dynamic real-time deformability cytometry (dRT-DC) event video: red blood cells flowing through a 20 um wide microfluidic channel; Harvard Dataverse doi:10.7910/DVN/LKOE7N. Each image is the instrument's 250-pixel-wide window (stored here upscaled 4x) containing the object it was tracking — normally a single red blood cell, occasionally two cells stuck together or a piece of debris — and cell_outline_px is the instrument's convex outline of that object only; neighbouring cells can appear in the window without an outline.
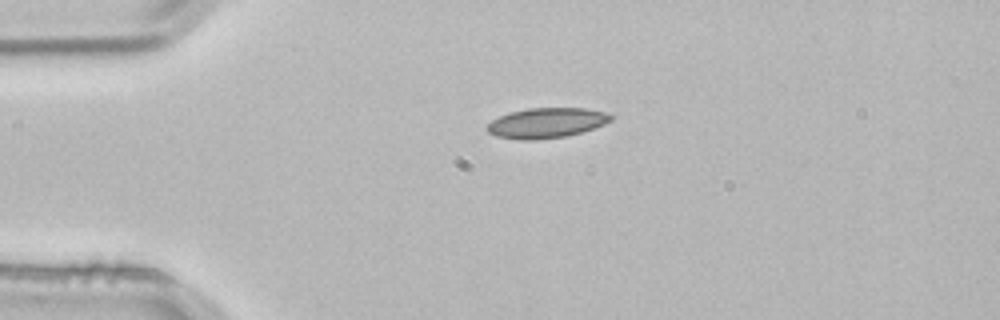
{"species": "common noctule bat (a hibernating species)", "species_latin": "Nyctalus noctula", "temperature_condition": "room temperature", "stored_images_in_passage": 1, "camera_frame_rate_fps": 3000, "um_per_image_px": 0.085, "animal": {"sex": "male", "body_mass_g": 21.5, "forearm_length_mm": 52.0}, "frame": {"image": 1, "passage_image": 1, "time_ms": 0.0, "image_size_px": [1000, 320], "cell_outline_px": [[616, 116], [612, 120], [604, 124], [568, 136], [536, 140], [520, 140], [496, 136], [488, 132], [484, 128], [492, 120], [500, 116], [512, 112], [528, 108], [584, 108], [608, 112]], "centroid_in_image_um": [46.47, 10.45], "position_along_channel_um": 38.5, "area_um2": 21.85}}